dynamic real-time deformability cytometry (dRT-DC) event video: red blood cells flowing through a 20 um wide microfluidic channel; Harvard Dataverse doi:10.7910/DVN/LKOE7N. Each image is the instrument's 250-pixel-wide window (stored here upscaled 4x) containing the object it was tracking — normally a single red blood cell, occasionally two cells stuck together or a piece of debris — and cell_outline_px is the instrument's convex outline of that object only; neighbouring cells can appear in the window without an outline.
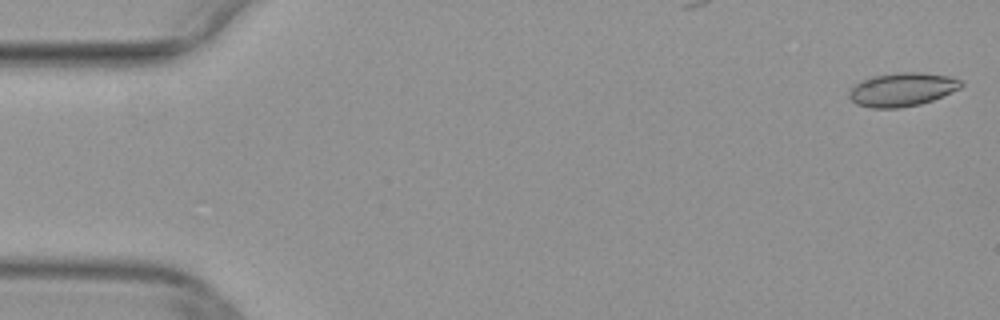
{"species": "common noctule bat (a hibernating species)", "species_latin": "Nyctalus noctula", "temperature_condition": "warm", "stored_images_in_passage": 10, "camera_frame_rate_fps": 3000, "um_per_image_px": 0.085, "animal": {"sex": "female", "body_mass_g": 29.2, "forearm_length_mm": 56.3}, "frame": {"image": 1, "passage_image": 1, "time_ms": 0.0, "image_size_px": [1000, 320], "cell_outline_px": [[964, 84], [960, 88], [932, 100], [920, 104], [900, 108], [872, 108], [856, 104], [848, 96], [848, 92], [856, 84], [872, 76], [896, 72], [920, 72], [948, 76], [960, 80]], "centroid_in_image_um": [76.67, 7.61], "position_along_channel_um": 8.3, "area_um2": 21.79}}